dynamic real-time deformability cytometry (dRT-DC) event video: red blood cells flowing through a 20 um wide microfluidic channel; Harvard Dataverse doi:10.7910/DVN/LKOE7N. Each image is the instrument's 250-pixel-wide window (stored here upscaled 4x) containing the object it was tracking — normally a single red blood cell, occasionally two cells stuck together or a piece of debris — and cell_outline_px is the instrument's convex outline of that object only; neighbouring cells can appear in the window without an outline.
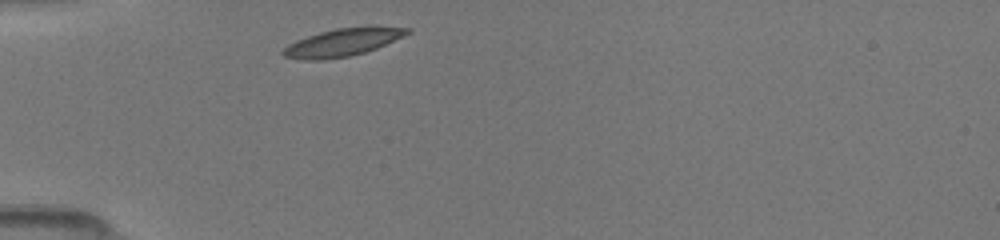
{"species": "common noctule bat (a hibernating species)", "species_latin": "Nyctalus noctula", "temperature_condition": "room temperature", "stored_images_in_passage": 20, "camera_frame_rate_fps": 3000, "um_per_image_px": 0.085, "animal": {"sex": "female", "body_mass_g": 19.5, "forearm_length_mm": 54.1}, "frame": {"image": 1, "passage_image": 1, "time_ms": 0.0, "image_size_px": [1000, 240], "cell_outline_px": [[412, 32], [376, 48], [364, 52], [348, 56], [320, 60], [304, 60], [284, 56], [280, 52], [288, 44], [296, 40], [320, 32], [336, 28], [412, 28]], "centroid_in_image_um": [29.04, 3.63], "position_along_channel_um": 56.0, "area_um2": 19.31}}
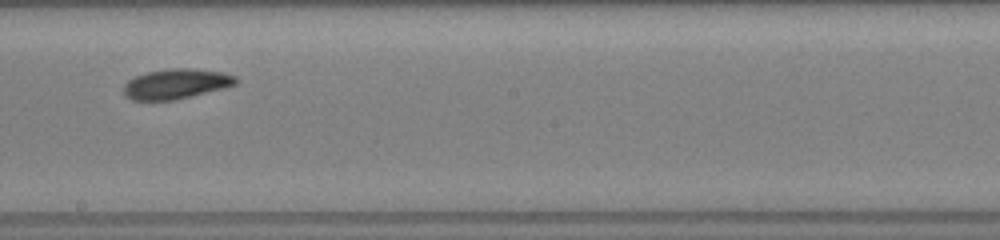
{"frame": {"image": 2, "passage_image": 9, "time_ms": 4.667, "image_size_px": [1000, 240], "cell_outline_px": [[240, 80], [236, 84], [224, 88], [176, 100], [132, 100], [124, 96], [124, 84], [128, 80], [136, 76], [148, 72], [168, 68], [196, 68], [224, 72], [236, 76]], "centroid_in_image_um": [15.0, 7.12], "position_along_channel_um": 233.2, "area_um2": 19.88}}
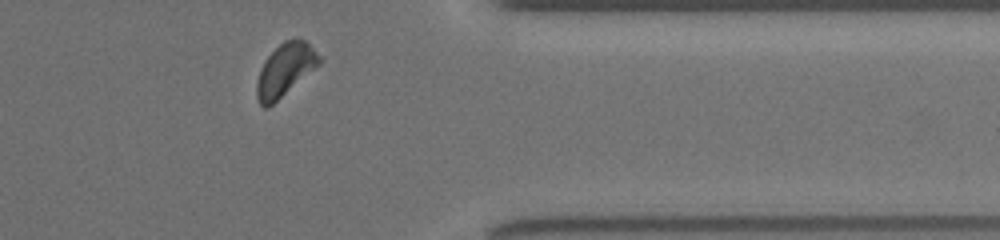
{"frame": {"image": 3, "passage_image": 17, "time_ms": 8.667, "image_size_px": [1000, 240], "cell_outline_px": [[320, 64], [268, 108], [264, 108], [260, 104], [256, 96], [256, 84], [260, 68], [264, 60], [284, 40], [296, 36], [304, 40], [320, 56]], "centroid_in_image_um": [24.21, 5.93], "position_along_channel_um": 387.2, "area_um2": 19.07}}